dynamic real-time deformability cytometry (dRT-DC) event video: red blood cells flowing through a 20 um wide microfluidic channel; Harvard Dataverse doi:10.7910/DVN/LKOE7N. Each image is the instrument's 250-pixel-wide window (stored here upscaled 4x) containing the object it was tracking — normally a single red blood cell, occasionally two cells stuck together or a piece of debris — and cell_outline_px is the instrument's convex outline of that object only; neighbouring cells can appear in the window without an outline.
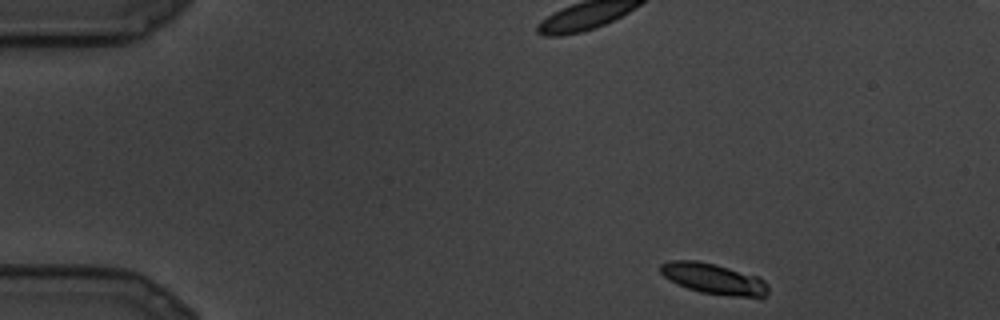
{"species": "common noctule bat (a hibernating species)", "species_latin": "Nyctalus noctula", "temperature_condition": "cold", "stored_images_in_passage": 9, "camera_frame_rate_fps": 3000, "um_per_image_px": 0.085, "animal": {"sex": "male", "body_mass_g": 19.5, "forearm_length_mm": 54.6}, "frame": {"image": 1, "passage_image": 1, "time_ms": 0.0, "image_size_px": [1000, 320], "cell_outline_px": [[768, 296], [760, 300], [728, 296], [700, 292], [688, 288], [664, 276], [660, 272], [660, 264], [668, 260], [696, 260], [716, 264], [756, 276], [764, 280], [768, 284]], "centroid_in_image_um": [60.76, 23.73], "position_along_channel_um": 24.2, "area_um2": 19.71}}